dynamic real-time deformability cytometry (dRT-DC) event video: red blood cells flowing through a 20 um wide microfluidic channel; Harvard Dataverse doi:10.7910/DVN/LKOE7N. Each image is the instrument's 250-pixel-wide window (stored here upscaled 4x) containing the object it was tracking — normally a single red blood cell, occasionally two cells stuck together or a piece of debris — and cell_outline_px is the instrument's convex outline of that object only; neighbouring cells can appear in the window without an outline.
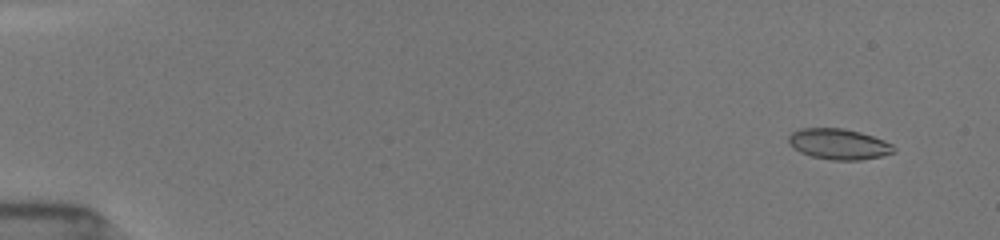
{"species": "common noctule bat (a hibernating species)", "species_latin": "Nyctalus noctula", "temperature_condition": "room temperature", "stored_images_in_passage": 21, "camera_frame_rate_fps": 3000, "um_per_image_px": 0.085, "animal": {"sex": "female", "body_mass_g": 19.5, "forearm_length_mm": 54.1}, "frame": {"image": 1, "passage_image": 2, "time_ms": 0.667, "image_size_px": [1000, 240], "cell_outline_px": [[896, 152], [880, 156], [860, 160], [832, 160], [812, 156], [800, 152], [792, 148], [788, 144], [788, 136], [792, 132], [800, 128], [844, 128], [860, 132], [884, 140], [892, 144], [896, 148]], "centroid_in_image_um": [71.28, 12.24], "position_along_channel_um": 13.7, "area_um2": 18.96}}
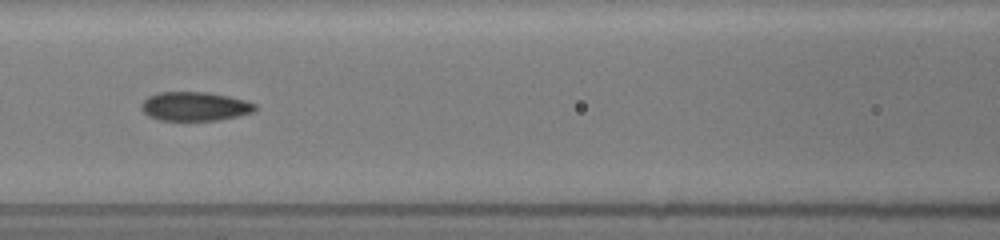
{"frame": {"image": 2, "passage_image": 11, "time_ms": 7.667, "image_size_px": [1000, 240], "cell_outline_px": [[256, 112], [220, 120], [160, 120], [148, 116], [140, 108], [140, 104], [148, 96], [160, 92], [208, 92], [228, 96], [244, 100], [256, 104]], "centroid_in_image_um": [16.56, 9.04], "position_along_channel_um": 150.0, "area_um2": 19.31}}
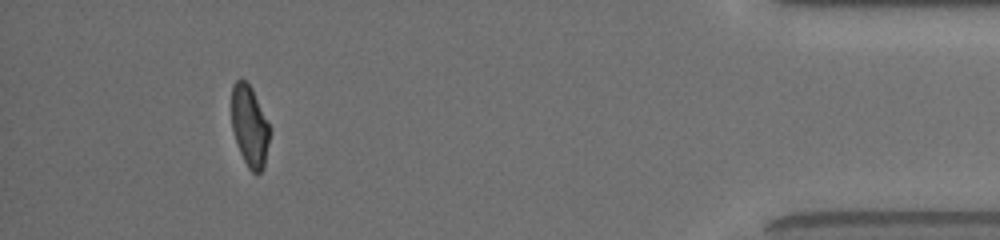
{"frame": {"image": 3, "passage_image": 19, "time_ms": 15.667, "image_size_px": [1000, 240], "cell_outline_px": [[272, 128], [264, 168], [256, 176], [248, 168], [240, 152], [232, 128], [232, 84], [240, 76], [248, 80]], "centroid_in_image_um": [21.25, 10.69], "position_along_channel_um": 414.0, "area_um2": 18.61}, "authors_computed_cell_mechanics": {"area_um2": 18.9584, "velocity_mm_per_s": 3.9913, "shape_relaxation_time_tau1_ms": 4.1549, "shape_relaxation_time_tau2_ms": 1.5208, "deformation_change_tau1": 0.129, "deformation_change_tau2": 0.0533}}